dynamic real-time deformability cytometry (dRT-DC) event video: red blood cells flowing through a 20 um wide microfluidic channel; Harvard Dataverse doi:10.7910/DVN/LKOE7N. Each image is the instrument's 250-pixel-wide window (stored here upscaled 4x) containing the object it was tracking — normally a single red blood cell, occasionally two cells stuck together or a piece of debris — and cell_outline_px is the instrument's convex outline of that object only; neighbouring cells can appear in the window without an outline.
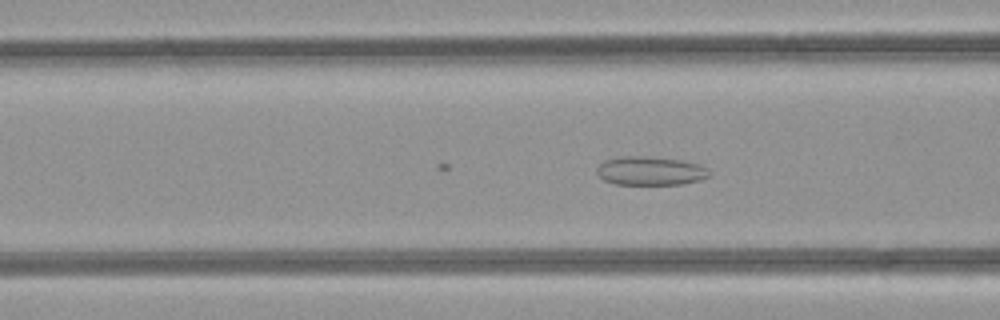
{"species": "common noctule bat (a hibernating species)", "species_latin": "Nyctalus noctula", "temperature_condition": "room temperature", "stored_images_in_passage": 18, "camera_frame_rate_fps": 3000, "um_per_image_px": 0.085, "animal": {"sex": "female", "body_mass_g": 21.9}, "frame": {"image": 1, "passage_image": 18, "time_ms": 5.667, "image_size_px": [1000, 320], "cell_outline_px": [[712, 176], [700, 180], [680, 184], [616, 184], [604, 180], [596, 172], [596, 168], [604, 160], [624, 156], [648, 156], [684, 160], [700, 164], [712, 172]], "centroid_in_image_um": [55.33, 14.51], "position_along_channel_um": 111.3, "area_um2": 19.02}}